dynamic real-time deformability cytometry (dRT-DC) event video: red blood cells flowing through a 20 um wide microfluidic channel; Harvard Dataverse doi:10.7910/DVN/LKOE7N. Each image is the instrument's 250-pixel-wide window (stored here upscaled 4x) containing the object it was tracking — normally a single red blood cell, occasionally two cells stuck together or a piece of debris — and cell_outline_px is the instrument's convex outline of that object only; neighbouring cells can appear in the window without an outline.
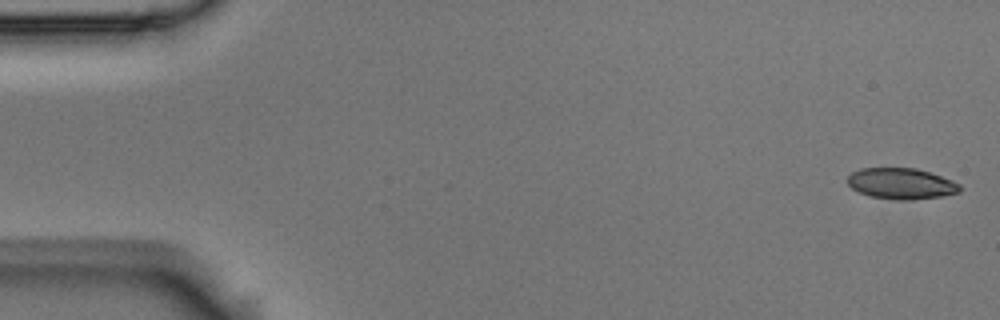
{"species": "Egyptian fruit bat (a non-hibernating species)", "species_latin": "Rousettus aegyptiacus", "temperature_condition": "room temperature", "stored_images_in_passage": 6, "camera_frame_rate_fps": 3000, "um_per_image_px": 0.085, "animal": {"sex": "male"}, "frame": {"image": 1, "passage_image": 1, "time_ms": 0.0, "image_size_px": [1000, 320], "cell_outline_px": [[960, 192], [940, 196], [912, 200], [896, 200], [868, 196], [852, 188], [848, 184], [848, 176], [852, 172], [860, 168], [916, 168], [952, 180], [960, 184]], "centroid_in_image_um": [76.59, 15.61], "position_along_channel_um": 8.4, "area_um2": 20.23}}